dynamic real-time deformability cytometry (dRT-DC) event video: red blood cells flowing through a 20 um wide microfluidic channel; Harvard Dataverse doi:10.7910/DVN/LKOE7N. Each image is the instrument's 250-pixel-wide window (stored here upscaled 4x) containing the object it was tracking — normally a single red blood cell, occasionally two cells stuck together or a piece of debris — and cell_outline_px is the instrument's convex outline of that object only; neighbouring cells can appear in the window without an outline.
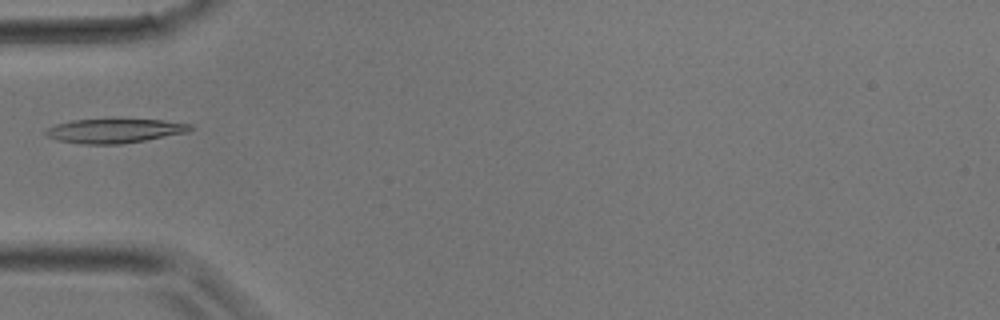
{"species": "common noctule bat (a hibernating species)", "species_latin": "Nyctalus noctula", "temperature_condition": "room temperature", "stored_images_in_passage": 24, "camera_frame_rate_fps": 3000, "um_per_image_px": 0.085, "animal": {"sex": "male", "body_mass_g": 17.9}, "frame": {"image": 1, "passage_image": 1, "time_ms": 0.0, "image_size_px": [1000, 320], "cell_outline_px": [[196, 128], [188, 132], [144, 140], [120, 144], [80, 144], [56, 140], [44, 136], [44, 132], [48, 128], [56, 124], [72, 120], [164, 120], [192, 124]], "centroid_in_image_um": [9.73, 11.13], "position_along_channel_um": 75.3, "area_um2": 20.35}}
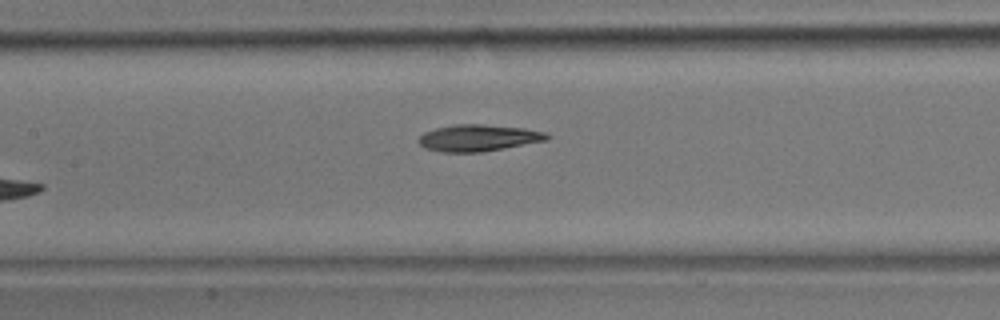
{"frame": {"image": 2, "passage_image": 6, "time_ms": 1.667, "image_size_px": [1000, 320], "cell_outline_px": [[548, 140], [504, 148], [480, 152], [440, 152], [424, 148], [416, 140], [424, 132], [436, 128], [456, 124], [484, 124], [524, 128], [548, 132]], "centroid_in_image_um": [40.64, 11.72], "position_along_channel_um": 166.8, "area_um2": 20.0}}
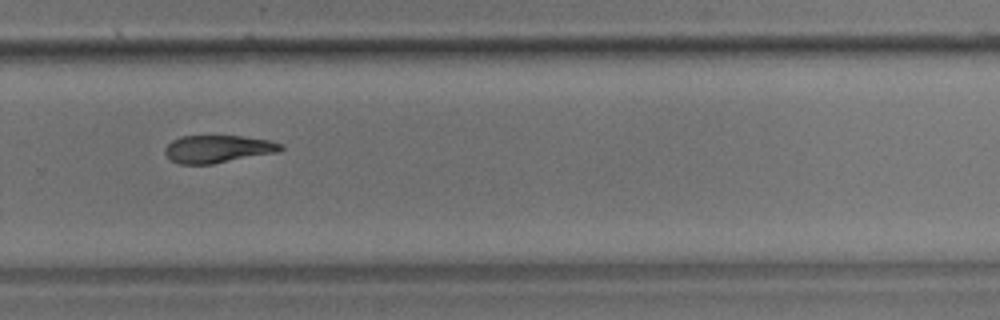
{"frame": {"image": 3, "passage_image": 14, "time_ms": 4.333, "image_size_px": [1000, 320], "cell_outline_px": [[284, 148], [280, 152], [212, 164], [180, 164], [172, 160], [164, 152], [164, 148], [172, 140], [180, 136], [240, 136], [268, 140], [284, 144]], "centroid_in_image_um": [18.55, 12.66], "position_along_channel_um": 311.3, "area_um2": 18.67}}